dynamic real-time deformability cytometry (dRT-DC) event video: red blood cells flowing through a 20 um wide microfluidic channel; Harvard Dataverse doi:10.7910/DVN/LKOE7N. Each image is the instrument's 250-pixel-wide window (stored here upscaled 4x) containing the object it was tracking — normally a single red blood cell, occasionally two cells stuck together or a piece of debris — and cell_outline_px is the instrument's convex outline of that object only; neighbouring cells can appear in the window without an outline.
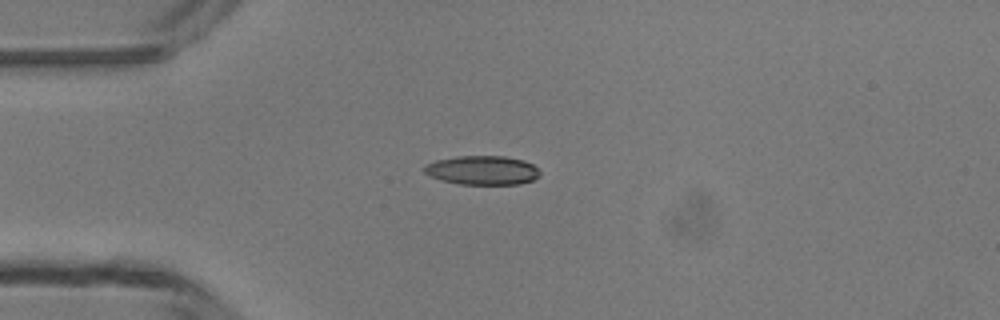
{"species": "common noctule bat (a hibernating species)", "species_latin": "Nyctalus noctula", "temperature_condition": "room temperature", "stored_images_in_passage": 2, "camera_frame_rate_fps": 3000, "um_per_image_px": 0.085, "animal": {"sex": "male", "body_mass_g": 13.3}, "frame": {"image": 1, "passage_image": 1, "time_ms": 0.0, "image_size_px": [1000, 320], "cell_outline_px": [[540, 176], [532, 180], [520, 184], [460, 184], [440, 180], [428, 176], [424, 172], [424, 164], [436, 160], [456, 156], [504, 156], [524, 160], [532, 164], [540, 172]], "centroid_in_image_um": [40.97, 14.47], "position_along_channel_um": 44.0, "area_um2": 19.71}}